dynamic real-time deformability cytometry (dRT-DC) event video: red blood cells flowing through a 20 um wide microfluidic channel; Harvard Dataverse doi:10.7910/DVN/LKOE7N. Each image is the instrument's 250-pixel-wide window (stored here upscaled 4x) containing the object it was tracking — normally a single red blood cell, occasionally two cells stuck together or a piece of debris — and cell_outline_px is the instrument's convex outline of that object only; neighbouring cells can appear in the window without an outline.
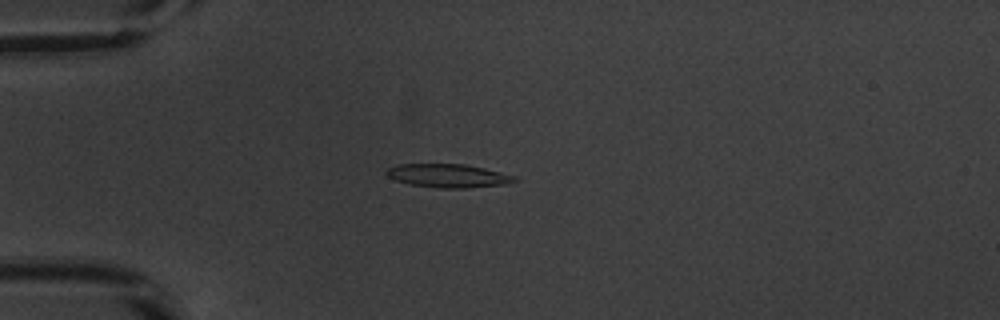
{"species": "common noctule bat (a hibernating species)", "species_latin": "Nyctalus noctula", "temperature_condition": "warm", "stored_images_in_passage": 52, "camera_frame_rate_fps": 3000, "um_per_image_px": 0.085, "animal": {"sex": "male", "body_mass_g": 20.1, "forearm_length_mm": 53.5}, "frame": {"image": 1, "passage_image": 14, "time_ms": 4.333, "image_size_px": [1000, 320], "cell_outline_px": [[516, 180], [504, 184], [468, 188], [440, 188], [408, 184], [396, 180], [388, 176], [384, 172], [388, 168], [400, 164], [464, 164], [484, 168], [516, 176]], "centroid_in_image_um": [38.06, 14.94], "position_along_channel_um": 46.9, "area_um2": 17.4}}
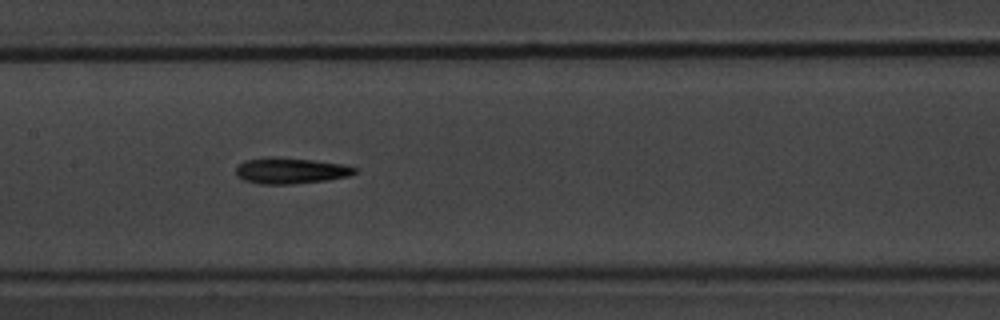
{"frame": {"image": 2, "passage_image": 26, "time_ms": 8.333, "image_size_px": [1000, 320], "cell_outline_px": [[360, 168], [356, 172], [348, 176], [328, 180], [292, 184], [260, 184], [244, 180], [236, 176], [236, 168], [244, 160], [268, 156], [272, 156], [312, 160], [344, 164]], "centroid_in_image_um": [24.71, 14.5], "position_along_channel_um": 182.7, "area_um2": 18.21}}
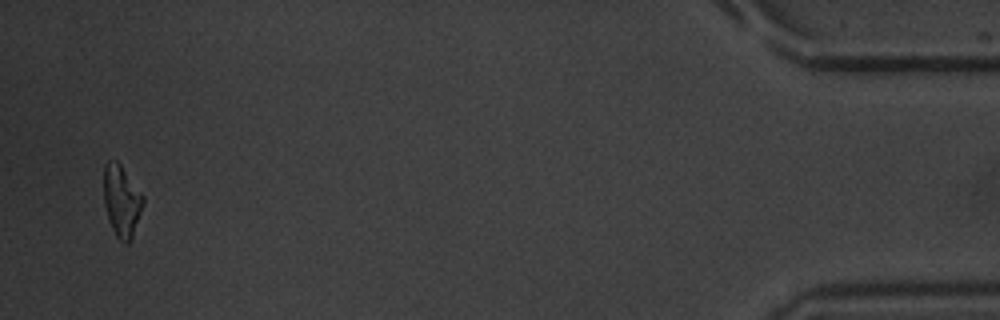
{"frame": {"image": 3, "passage_image": 51, "time_ms": 16.667, "image_size_px": [1000, 320], "cell_outline_px": [[144, 204], [132, 236], [128, 244], [124, 244], [116, 236], [108, 220], [104, 204], [104, 164], [108, 160], [116, 160], [120, 164], [144, 196]], "centroid_in_image_um": [10.33, 17.07], "position_along_channel_um": 424.9, "area_um2": 16.42}, "authors_computed_cell_mechanics": {"area_um2": 16.8776, "velocity_mm_per_s": 3.8716, "shape_relaxation_time_tau1_ms": 3.3612, "shape_relaxation_time_tau2_ms": null, "deformation_change_tau1": 0.1677, "deformation_change_tau2": null}}